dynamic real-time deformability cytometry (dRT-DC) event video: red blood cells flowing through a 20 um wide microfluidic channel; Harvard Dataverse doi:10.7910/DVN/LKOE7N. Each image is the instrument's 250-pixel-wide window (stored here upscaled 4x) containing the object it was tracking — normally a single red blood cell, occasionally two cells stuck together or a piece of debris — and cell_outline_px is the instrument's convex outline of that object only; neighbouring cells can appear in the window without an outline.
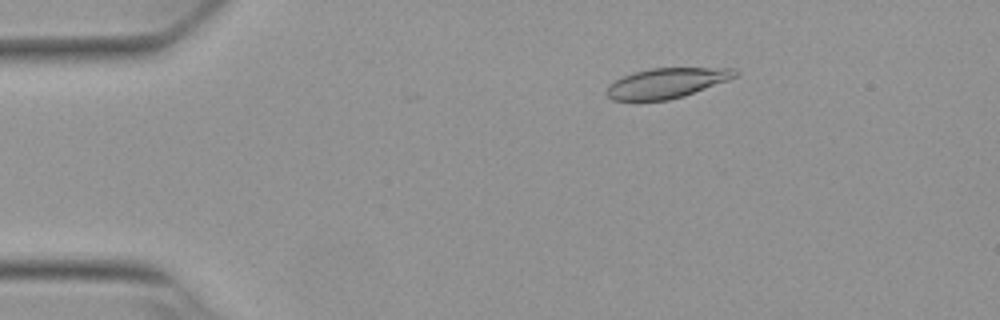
{"species": "Egyptian fruit bat (a non-hibernating species)", "species_latin": "Rousettus aegyptiacus", "temperature_condition": "warm", "stored_images_in_passage": 12, "camera_frame_rate_fps": 3000, "um_per_image_px": 0.085, "animal": {"sex": "female"}, "frame": {"image": 1, "passage_image": 10, "time_ms": 3.0, "image_size_px": [1000, 320], "cell_outline_px": [[740, 72], [736, 76], [728, 80], [684, 96], [668, 100], [612, 100], [608, 96], [608, 84], [632, 72], [652, 68], [736, 68]], "centroid_in_image_um": [56.7, 7.05], "position_along_channel_um": 28.3, "area_um2": 22.31}}